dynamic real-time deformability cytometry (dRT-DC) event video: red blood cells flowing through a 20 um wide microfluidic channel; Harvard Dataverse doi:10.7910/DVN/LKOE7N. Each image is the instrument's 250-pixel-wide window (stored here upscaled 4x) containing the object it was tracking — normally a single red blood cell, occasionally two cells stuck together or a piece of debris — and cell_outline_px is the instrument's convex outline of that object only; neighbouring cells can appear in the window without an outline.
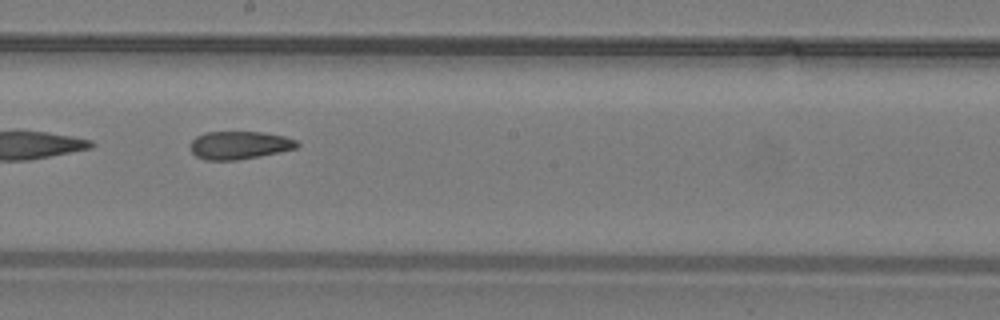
{"species": "common noctule bat (a hibernating species)", "species_latin": "Nyctalus noctula", "temperature_condition": "warm", "stored_images_in_passage": 36, "camera_frame_rate_fps": 3000, "um_per_image_px": 0.085, "animal": {"sex": "male", "body_mass_g": 19.2, "forearm_length_mm": 51.8}, "frame": {"image": 1, "passage_image": 21, "time_ms": 6.667, "image_size_px": [1000, 320], "cell_outline_px": [[300, 144], [296, 148], [280, 152], [260, 156], [236, 160], [204, 160], [196, 156], [192, 152], [192, 140], [196, 136], [204, 132], [264, 132], [284, 136], [296, 140]], "centroid_in_image_um": [20.36, 12.34], "position_along_channel_um": 227.8, "area_um2": 17.4}}
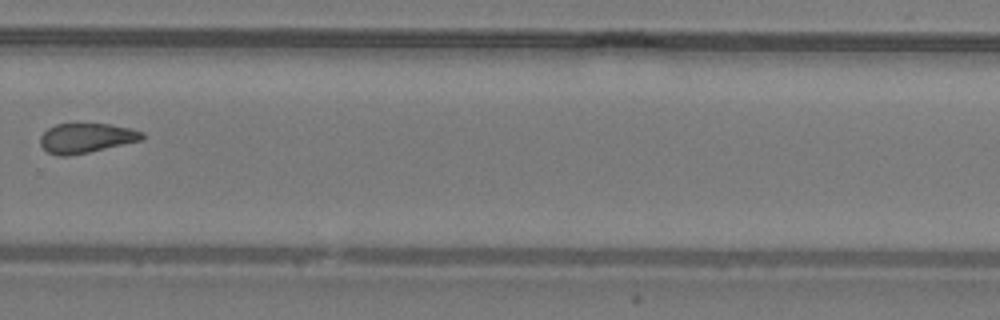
{"frame": {"image": 2, "passage_image": 26, "time_ms": 8.333, "image_size_px": [1000, 320], "cell_outline_px": [[144, 140], [88, 152], [68, 156], [60, 156], [48, 152], [40, 144], [40, 136], [48, 128], [56, 124], [76, 120], [108, 124], [132, 128], [144, 132]], "centroid_in_image_um": [7.34, 11.68], "position_along_channel_um": 322.5, "area_um2": 18.38}}